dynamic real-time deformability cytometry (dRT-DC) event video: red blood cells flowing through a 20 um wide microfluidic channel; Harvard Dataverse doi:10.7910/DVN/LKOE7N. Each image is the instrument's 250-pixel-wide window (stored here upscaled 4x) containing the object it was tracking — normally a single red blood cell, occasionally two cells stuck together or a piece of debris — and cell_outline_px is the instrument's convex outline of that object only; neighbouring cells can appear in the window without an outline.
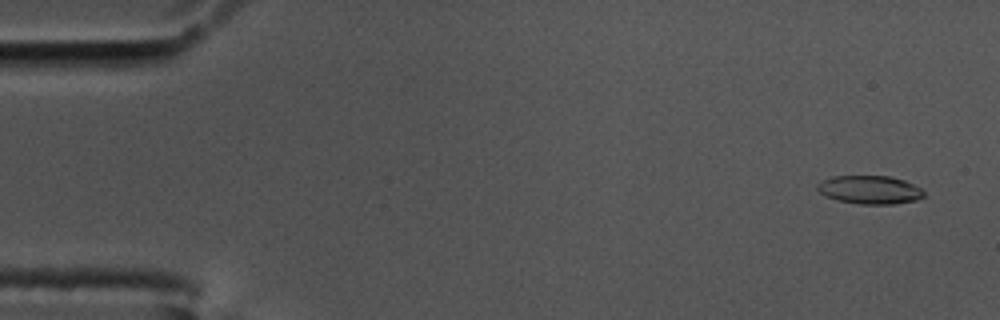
{"species": "common noctule bat (a hibernating species)", "species_latin": "Nyctalus noctula", "temperature_condition": "cold", "stored_images_in_passage": 58, "camera_frame_rate_fps": 3000, "um_per_image_px": 0.085, "animal": {"sex": "male", "body_mass_g": 17.5, "forearm_length_mm": 52.3}, "frame": {"image": 1, "passage_image": 3, "time_ms": 0.667, "image_size_px": [1000, 320], "cell_outline_px": [[924, 196], [916, 200], [896, 204], [860, 204], [836, 200], [820, 192], [816, 188], [816, 184], [820, 180], [832, 176], [888, 176], [904, 180], [920, 188], [924, 192]], "centroid_in_image_um": [73.9, 16.13], "position_along_channel_um": 11.1, "area_um2": 17.63}}
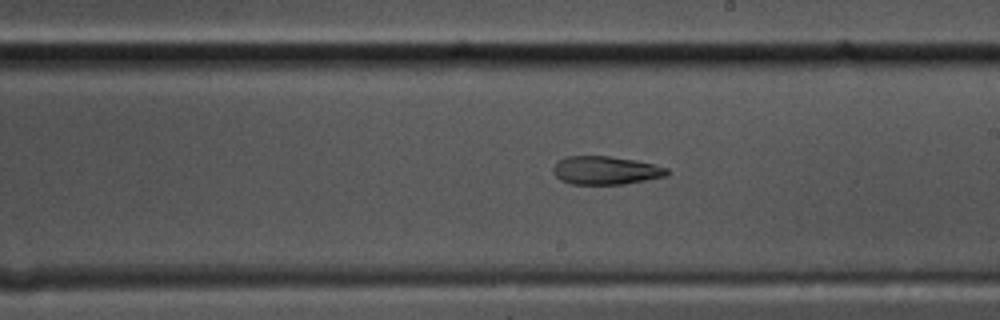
{"frame": {"image": 2, "passage_image": 33, "time_ms": 10.667, "image_size_px": [1000, 320], "cell_outline_px": [[668, 176], [624, 184], [572, 184], [560, 180], [552, 172], [552, 168], [556, 160], [564, 156], [608, 156], [636, 160], [668, 168]], "centroid_in_image_um": [51.44, 14.48], "position_along_channel_um": 237.6, "area_um2": 18.96}}
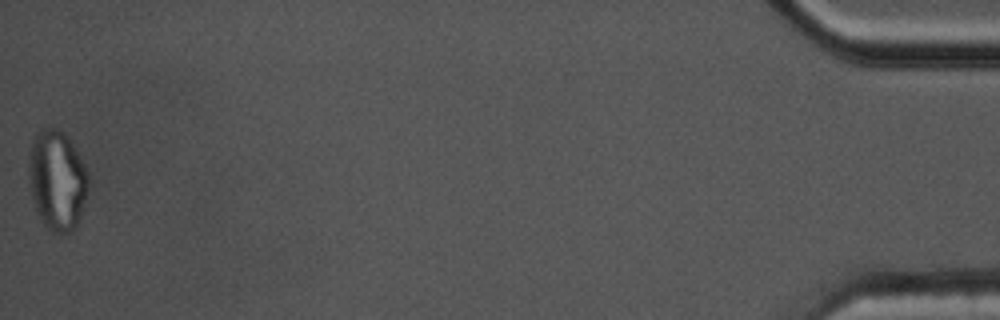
{"frame": {"image": 3, "passage_image": 58, "time_ms": 19.0, "image_size_px": [1000, 320], "cell_outline_px": [[88, 188], [80, 216], [76, 228], [72, 232], [52, 232], [40, 220], [36, 212], [32, 196], [28, 176], [28, 164], [32, 140], [36, 132], [40, 128], [52, 124], [64, 132], [72, 140], [88, 172]], "centroid_in_image_um": [4.84, 15.25], "position_along_channel_um": 430.4, "area_um2": 35.37}, "authors_computed_cell_mechanics": {"area_um2": 19.4786, "velocity_mm_per_s": 3.486, "shape_relaxation_time_tau1_ms": null, "shape_relaxation_time_tau2_ms": 4.0488, "deformation_change_tau1": null, "deformation_change_tau2": 0.0898}}